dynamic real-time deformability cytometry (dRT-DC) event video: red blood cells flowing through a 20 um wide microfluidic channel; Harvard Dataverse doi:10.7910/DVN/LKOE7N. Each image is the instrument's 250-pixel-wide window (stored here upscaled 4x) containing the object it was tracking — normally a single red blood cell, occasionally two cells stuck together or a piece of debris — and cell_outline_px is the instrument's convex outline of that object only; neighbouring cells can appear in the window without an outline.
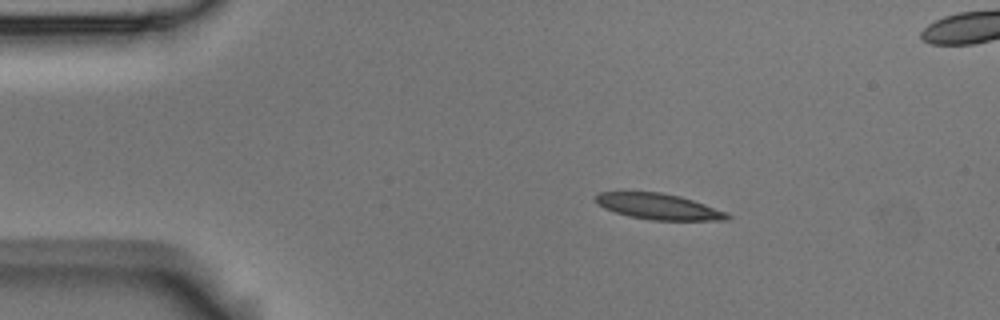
{"species": "Egyptian fruit bat (a non-hibernating species)", "species_latin": "Rousettus aegyptiacus", "temperature_condition": "room temperature", "stored_images_in_passage": 5, "camera_frame_rate_fps": 3000, "um_per_image_px": 0.085, "animal": {"sex": "male"}, "frame": {"image": 1, "passage_image": 2, "time_ms": 0.333, "image_size_px": [1000, 320], "cell_outline_px": [[732, 216], [728, 220], [652, 220], [628, 216], [604, 208], [596, 200], [596, 192], [660, 192], [680, 196], [704, 204], [724, 212]], "centroid_in_image_um": [55.97, 17.56], "position_along_channel_um": 29.0, "area_um2": 19.54}}
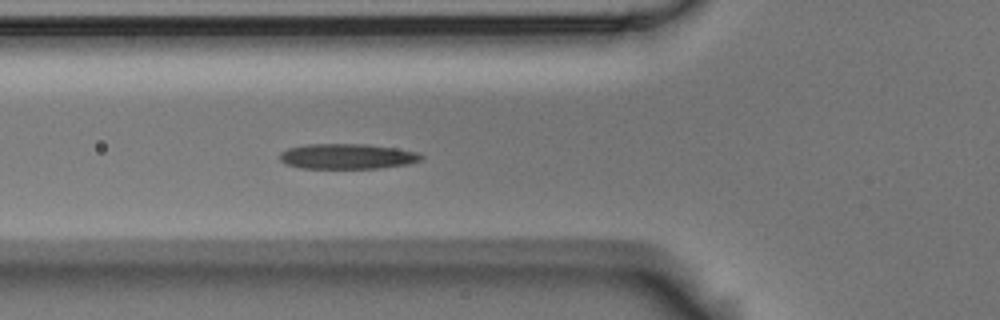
{"frame": {"image": 2, "passage_image": 5, "time_ms": 1.333, "image_size_px": [1000, 320], "cell_outline_px": [[424, 160], [408, 164], [380, 168], [300, 168], [284, 164], [280, 160], [280, 152], [288, 148], [308, 144], [364, 144], [396, 148], [416, 152], [424, 156]], "centroid_in_image_um": [29.52, 13.29], "position_along_channel_um": 96.3, "area_um2": 20.92}}